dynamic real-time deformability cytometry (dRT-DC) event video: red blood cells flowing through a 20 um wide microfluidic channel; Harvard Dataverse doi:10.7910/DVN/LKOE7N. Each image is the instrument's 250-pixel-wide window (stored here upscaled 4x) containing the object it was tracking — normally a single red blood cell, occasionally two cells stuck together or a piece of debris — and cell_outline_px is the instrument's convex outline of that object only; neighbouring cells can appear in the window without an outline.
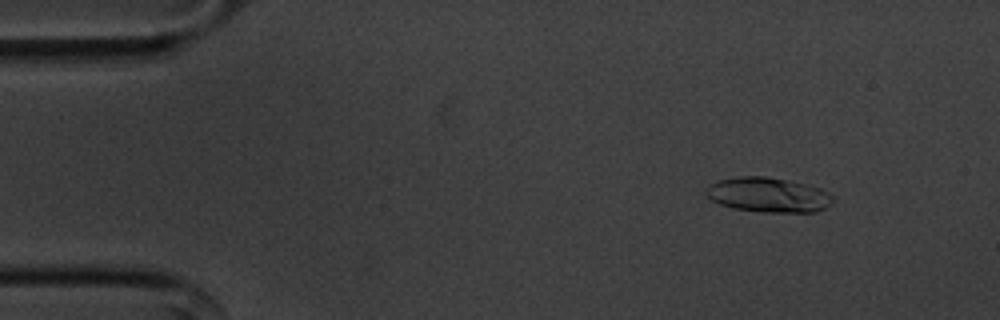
{"species": "common noctule bat (a hibernating species)", "species_latin": "Nyctalus noctula", "temperature_condition": "cold", "stored_images_in_passage": 52, "camera_frame_rate_fps": 3000, "um_per_image_px": 0.085, "animal": {"sex": "male", "body_mass_g": 20.1, "forearm_length_mm": 53.5}, "frame": {"image": 1, "passage_image": 3, "time_ms": 0.667, "image_size_px": [1000, 320], "cell_outline_px": [[836, 196], [832, 204], [816, 212], [764, 212], [732, 208], [720, 204], [712, 200], [704, 192], [708, 184], [720, 180], [736, 176], [764, 176], [788, 180], [808, 184], [820, 188]], "centroid_in_image_um": [65.33, 16.56], "position_along_channel_um": 19.7, "area_um2": 26.01}}
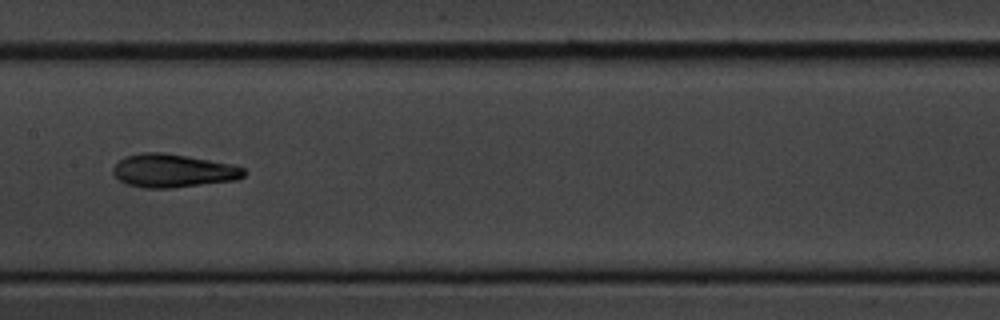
{"frame": {"image": 2, "passage_image": 24, "time_ms": 7.667, "image_size_px": [1000, 320], "cell_outline_px": [[248, 172], [244, 176], [236, 180], [172, 188], [144, 188], [128, 184], [120, 180], [112, 172], [112, 168], [124, 156], [140, 152], [160, 152], [188, 156], [232, 164], [244, 168]], "centroid_in_image_um": [14.72, 14.51], "position_along_channel_um": 192.7, "area_um2": 25.49}}
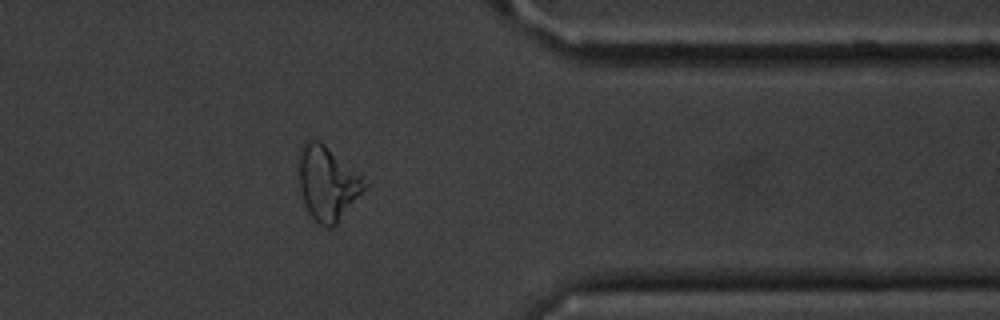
{"frame": {"image": 3, "passage_image": 41, "time_ms": 13.333, "image_size_px": [1000, 320], "cell_outline_px": [[368, 184], [336, 224], [332, 228], [328, 228], [320, 224], [308, 212], [304, 204], [300, 188], [300, 148], [304, 140], [316, 140], [324, 144], [360, 176]], "centroid_in_image_um": [27.8, 15.59], "position_along_channel_um": 383.6, "area_um2": 27.4}, "authors_computed_cell_mechanics": {"area_um2": 24.7095, "velocity_mm_per_s": 3.6001, "shape_relaxation_time_tau1_ms": 5.0251, "shape_relaxation_time_tau2_ms": 2.964, "deformation_change_tau1": 0.1606, "deformation_change_tau2": 0.1086}}